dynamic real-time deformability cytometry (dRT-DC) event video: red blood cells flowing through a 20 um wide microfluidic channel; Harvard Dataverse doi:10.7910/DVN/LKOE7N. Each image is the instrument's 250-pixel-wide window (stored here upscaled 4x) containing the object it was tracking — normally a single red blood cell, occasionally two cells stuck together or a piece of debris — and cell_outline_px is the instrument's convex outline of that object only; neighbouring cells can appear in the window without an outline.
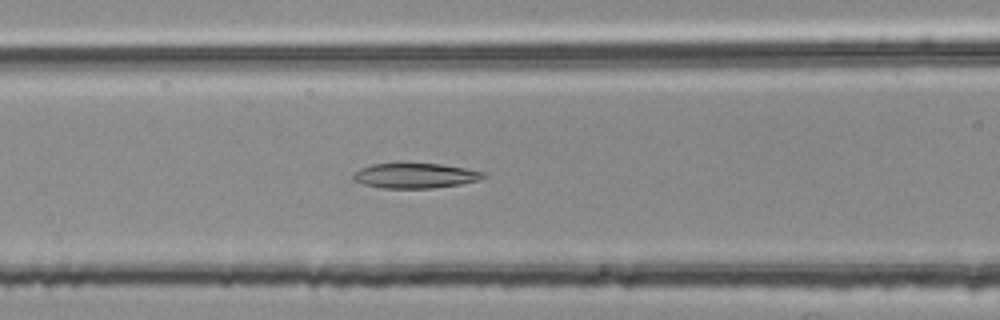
{"species": "common noctule bat (a hibernating species)", "species_latin": "Nyctalus noctula", "temperature_condition": "room temperature", "stored_images_in_passage": 45, "camera_frame_rate_fps": 3000, "um_per_image_px": 0.085, "animal": {"sex": "female", "body_mass_g": 25.1}, "frame": {"image": 1, "passage_image": 21, "time_ms": 6.667, "image_size_px": [1000, 320], "cell_outline_px": [[488, 176], [480, 180], [460, 184], [432, 188], [384, 188], [364, 184], [352, 180], [352, 176], [360, 168], [372, 164], [440, 164], [488, 172]], "centroid_in_image_um": [35.34, 14.94], "position_along_channel_um": 131.3, "area_um2": 18.9}}
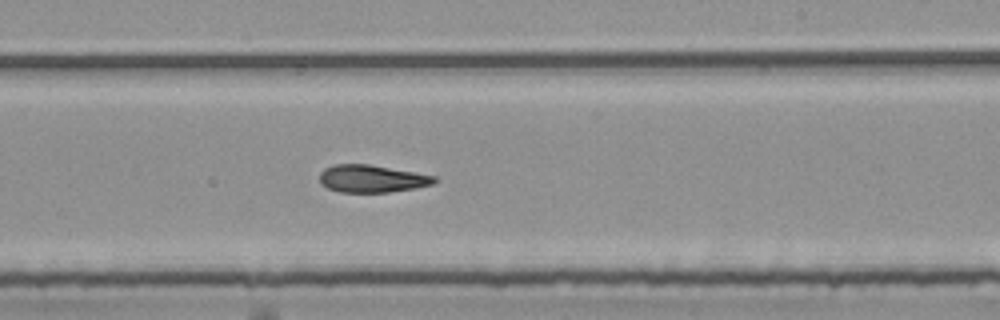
{"frame": {"image": 2, "passage_image": 31, "time_ms": 10.0, "image_size_px": [1000, 320], "cell_outline_px": [[440, 180], [432, 184], [416, 188], [388, 192], [340, 192], [328, 188], [320, 184], [320, 172], [324, 168], [336, 164], [368, 164], [436, 176]], "centroid_in_image_um": [31.61, 15.19], "position_along_channel_um": 257.4, "area_um2": 18.38}}
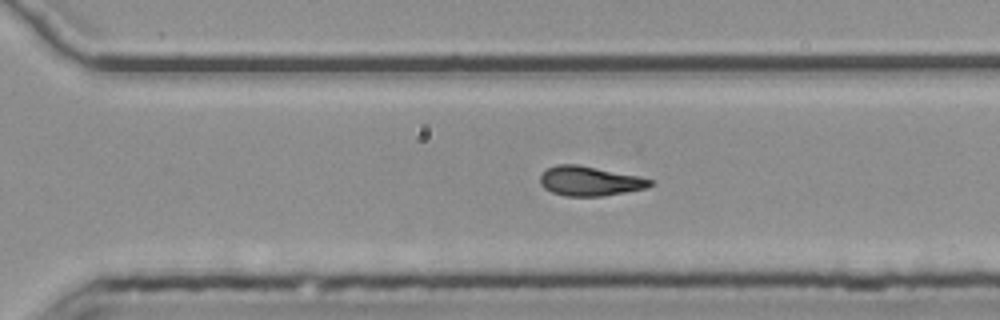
{"frame": {"image": 3, "passage_image": 36, "time_ms": 11.667, "image_size_px": [1000, 320], "cell_outline_px": [[656, 184], [648, 188], [604, 196], [564, 196], [552, 192], [544, 188], [540, 184], [540, 176], [548, 168], [556, 164], [576, 164], [656, 180]], "centroid_in_image_um": [50.16, 15.4], "position_along_channel_um": 320.4, "area_um2": 18.96}}